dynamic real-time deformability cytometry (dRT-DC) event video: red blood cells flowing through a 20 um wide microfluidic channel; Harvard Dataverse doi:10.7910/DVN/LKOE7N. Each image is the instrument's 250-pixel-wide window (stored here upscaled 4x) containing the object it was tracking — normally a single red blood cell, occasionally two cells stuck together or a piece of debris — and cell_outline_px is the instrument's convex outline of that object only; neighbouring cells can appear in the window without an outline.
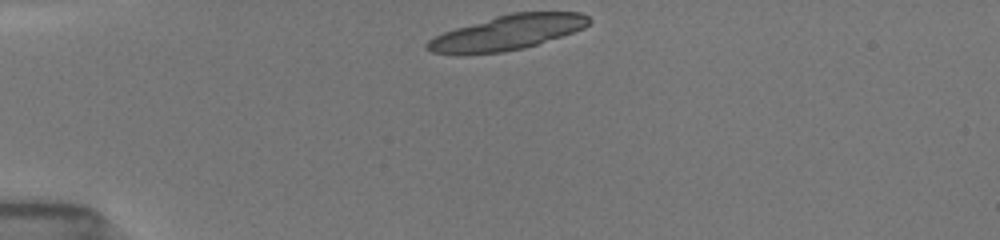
{"species": "common noctule bat (a hibernating species)", "species_latin": "Nyctalus noctula", "temperature_condition": "room temperature", "stored_images_in_passage": 37, "camera_frame_rate_fps": 3000, "um_per_image_px": 0.085, "animal": {"sex": "female", "body_mass_g": 19.5, "forearm_length_mm": 54.1}, "frame": {"image": 1, "passage_image": 1, "time_ms": 0.0, "image_size_px": [1000, 240], "cell_outline_px": [[592, 20], [584, 28], [524, 48], [500, 52], [464, 56], [460, 56], [432, 52], [424, 48], [424, 44], [428, 40], [444, 32], [456, 28], [508, 12], [580, 12], [588, 16]], "centroid_in_image_um": [43.06, 2.78], "position_along_channel_um": 41.9, "area_um2": 32.95}}
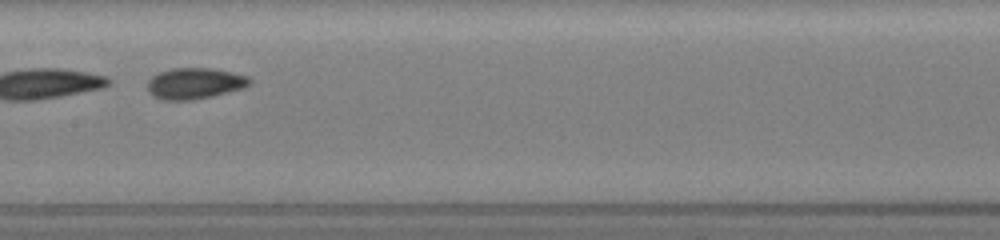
{"frame": {"image": 2, "passage_image": 16, "time_ms": 5.0, "image_size_px": [1000, 240], "cell_outline_px": [[252, 80], [244, 88], [212, 96], [192, 100], [160, 100], [152, 96], [148, 92], [144, 84], [152, 76], [160, 72], [172, 68], [212, 68], [232, 72], [248, 76]], "centroid_in_image_um": [16.49, 7.09], "position_along_channel_um": 190.9, "area_um2": 18.79}, "authors_computed_cell_mechanics": {"area_um2": 19.8832, "velocity_mm_per_s": 3.8982, "shape_relaxation_time_tau1_ms": 0.7226, "shape_relaxation_time_tau2_ms": 2.0137, "deformation_change_tau1": 0.2726, "deformation_change_tau2": 0.0696}}